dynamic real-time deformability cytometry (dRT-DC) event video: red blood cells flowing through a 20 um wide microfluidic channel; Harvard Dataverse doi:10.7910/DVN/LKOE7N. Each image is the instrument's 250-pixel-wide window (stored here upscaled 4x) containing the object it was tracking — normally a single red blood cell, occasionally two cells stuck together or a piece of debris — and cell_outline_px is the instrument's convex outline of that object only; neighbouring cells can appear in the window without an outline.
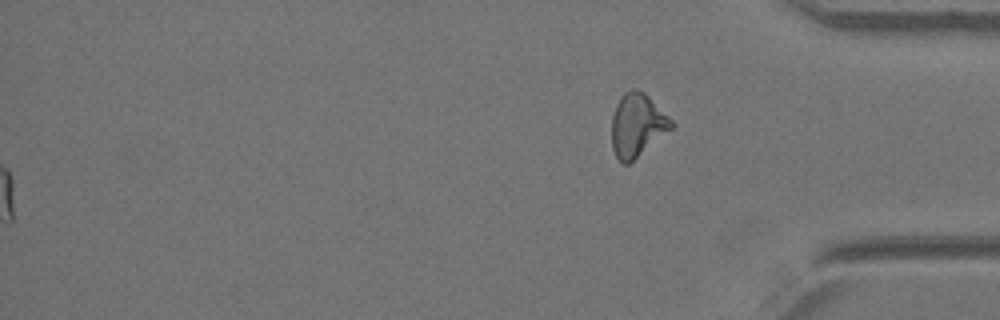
{"species": "Egyptian fruit bat (a non-hibernating species)", "species_latin": "Rousettus aegyptiacus", "temperature_condition": "warm", "stored_images_in_passage": 41, "segment_of_instrument_passage": [2, 2], "camera_frame_rate_fps": 3000, "um_per_image_px": 0.085, "animal": {"sex": "female"}, "frame": {"image": 1, "passage_image": 41, "time_ms": 13.333, "image_size_px": [1000, 320], "cell_outline_px": [[676, 124], [672, 128], [628, 164], [624, 164], [616, 156], [612, 148], [612, 116], [616, 104], [620, 96], [624, 92], [632, 88], [636, 88], [644, 92]], "centroid_in_image_um": [54.14, 10.61], "position_along_channel_um": 381.1, "area_um2": 21.73}}